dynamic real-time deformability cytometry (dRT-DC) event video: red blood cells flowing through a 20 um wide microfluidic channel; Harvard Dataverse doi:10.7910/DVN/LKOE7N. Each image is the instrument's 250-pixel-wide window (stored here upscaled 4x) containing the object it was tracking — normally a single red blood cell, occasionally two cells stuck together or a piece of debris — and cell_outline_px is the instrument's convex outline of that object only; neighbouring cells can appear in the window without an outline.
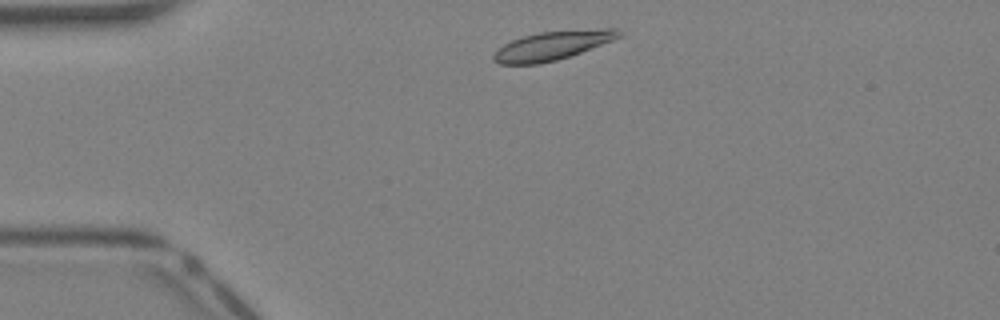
{"species": "Egyptian fruit bat (a non-hibernating species)", "species_latin": "Rousettus aegyptiacus", "temperature_condition": "warm", "stored_images_in_passage": 33, "camera_frame_rate_fps": 3000, "um_per_image_px": 0.085, "animal": {"sex": "female"}, "frame": {"image": 1, "passage_image": 2, "time_ms": 0.333, "image_size_px": [1000, 320], "cell_outline_px": [[624, 36], [580, 52], [556, 60], [536, 64], [500, 64], [492, 60], [492, 56], [504, 44], [512, 40], [524, 36], [540, 32], [600, 28], [616, 28], [624, 32]], "centroid_in_image_um": [47.01, 3.85], "position_along_channel_um": 38.0, "area_um2": 20.92}}
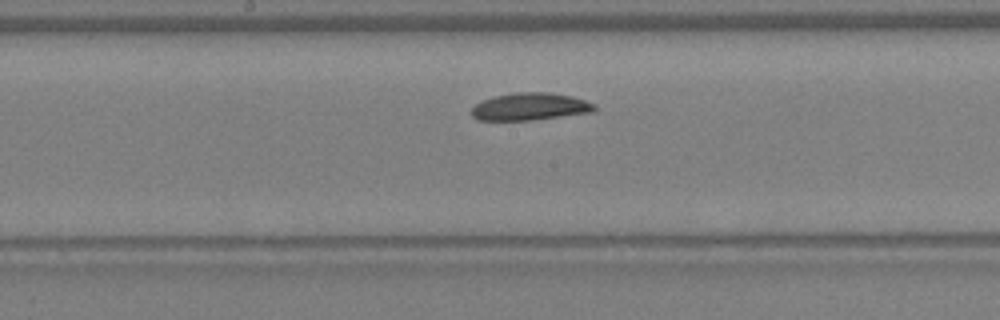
{"frame": {"image": 2, "passage_image": 14, "time_ms": 4.333, "image_size_px": [1000, 320], "cell_outline_px": [[596, 108], [592, 112], [532, 120], [476, 120], [472, 116], [472, 108], [480, 100], [496, 96], [516, 92], [552, 92], [572, 96], [596, 104]], "centroid_in_image_um": [45.05, 9.06], "position_along_channel_um": 203.2, "area_um2": 19.65}}
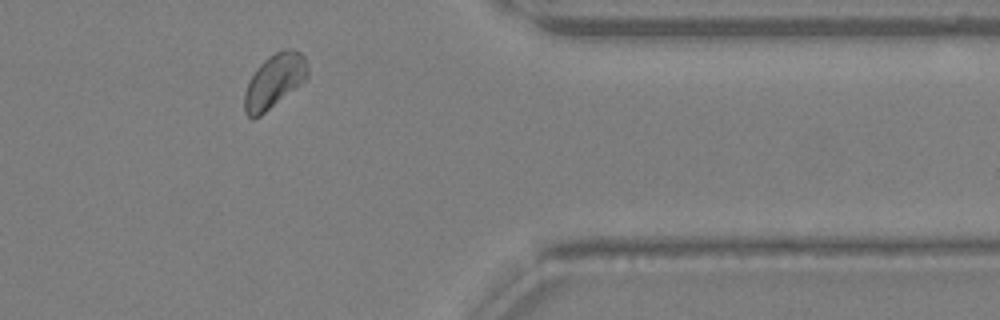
{"frame": {"image": 3, "passage_image": 26, "time_ms": 8.333, "image_size_px": [1000, 320], "cell_outline_px": [[308, 80], [260, 116], [252, 120], [244, 112], [244, 92], [248, 80], [256, 68], [268, 56], [284, 48], [292, 48], [300, 52], [304, 56], [308, 64]], "centroid_in_image_um": [23.33, 6.89], "position_along_channel_um": 388.1, "area_um2": 20.4}}